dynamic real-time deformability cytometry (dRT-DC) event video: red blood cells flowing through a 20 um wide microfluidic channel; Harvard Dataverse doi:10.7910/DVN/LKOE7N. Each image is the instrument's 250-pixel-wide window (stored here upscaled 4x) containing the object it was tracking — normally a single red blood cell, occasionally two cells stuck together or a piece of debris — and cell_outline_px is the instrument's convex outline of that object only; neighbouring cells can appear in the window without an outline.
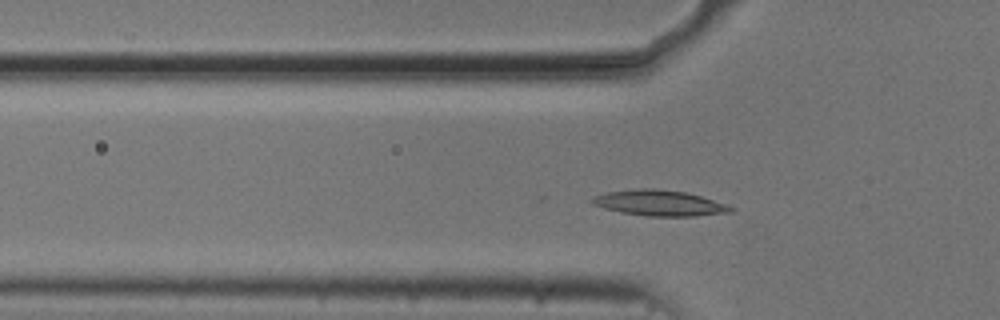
{"species": "common noctule bat (a hibernating species)", "species_latin": "Nyctalus noctula", "temperature_condition": "cold", "stored_images_in_passage": 39, "camera_frame_rate_fps": 3000, "um_per_image_px": 0.085, "animal": {"sex": "male", "body_mass_g": 20.5, "forearm_length_mm": 52.5}, "frame": {"image": 1, "passage_image": 2, "time_ms": 0.333, "image_size_px": [1000, 320], "cell_outline_px": [[736, 208], [732, 212], [696, 216], [648, 216], [620, 212], [604, 208], [592, 204], [588, 200], [592, 196], [608, 192], [640, 188], [656, 188], [684, 192], [700, 196], [728, 204]], "centroid_in_image_um": [56.05, 17.26], "position_along_channel_um": 69.8, "area_um2": 20.87}}
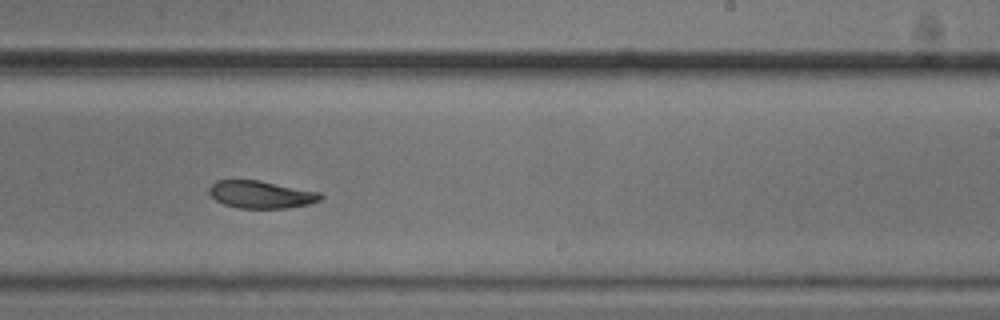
{"frame": {"image": 2, "passage_image": 18, "time_ms": 5.667, "image_size_px": [1000, 320], "cell_outline_px": [[324, 196], [320, 200], [308, 204], [288, 208], [240, 208], [224, 204], [216, 200], [208, 192], [208, 188], [216, 180], [260, 180], [320, 192]], "centroid_in_image_um": [22.19, 16.53], "position_along_channel_um": 266.8, "area_um2": 17.86}}
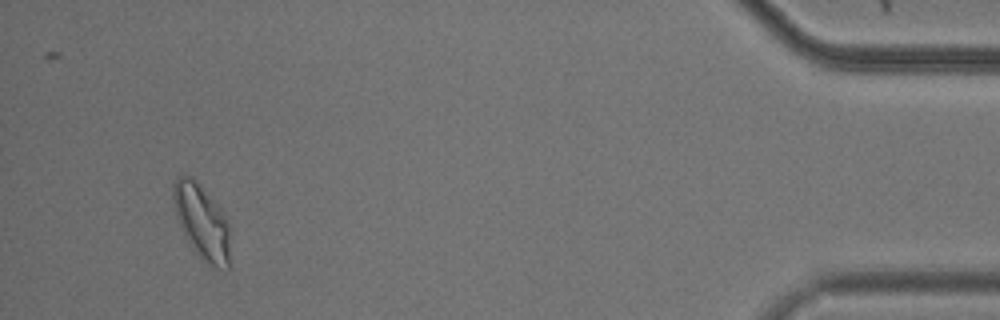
{"frame": {"image": 3, "passage_image": 36, "time_ms": 11.667, "image_size_px": [1000, 320], "cell_outline_px": [[228, 268], [216, 268], [200, 260], [184, 236], [176, 216], [172, 196], [172, 184], [176, 176], [184, 172], [196, 180], [200, 184], [220, 208], [228, 224]], "centroid_in_image_um": [17.09, 18.8], "position_along_channel_um": 418.1, "area_um2": 24.85}, "authors_computed_cell_mechanics": {"area_um2": 19.1896, "velocity_mm_per_s": 3.6965, "shape_relaxation_time_tau1_ms": 11.213, "shape_relaxation_time_tau2_ms": null, "deformation_change_tau1": 0.2177, "deformation_change_tau2": null}}